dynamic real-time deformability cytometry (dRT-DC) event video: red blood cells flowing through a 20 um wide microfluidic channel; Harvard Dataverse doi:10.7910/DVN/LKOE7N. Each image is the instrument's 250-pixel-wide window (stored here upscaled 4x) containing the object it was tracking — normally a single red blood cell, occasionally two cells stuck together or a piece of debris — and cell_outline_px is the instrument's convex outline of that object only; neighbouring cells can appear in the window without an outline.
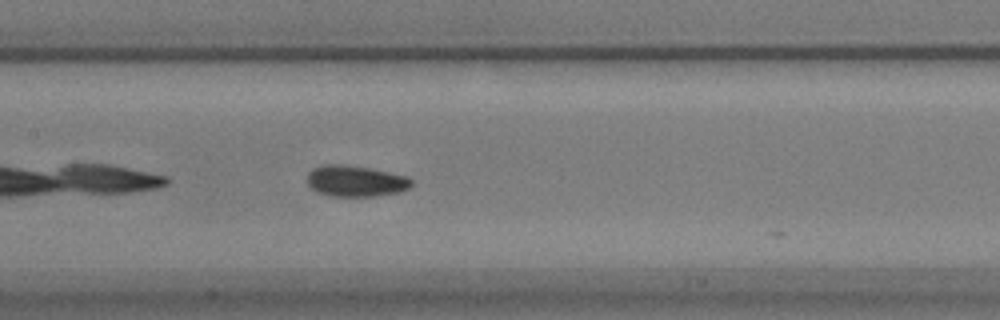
{"species": "common noctule bat (a hibernating species)", "species_latin": "Nyctalus noctula", "temperature_condition": "warm", "stored_images_in_passage": 18, "camera_frame_rate_fps": 3000, "um_per_image_px": 0.085, "animal": {"sex": "male", "body_mass_g": 17.9}, "frame": {"image": 1, "passage_image": 10, "time_ms": 3.0, "image_size_px": [1000, 320], "cell_outline_px": [[412, 184], [408, 188], [396, 192], [372, 196], [332, 196], [316, 192], [308, 184], [308, 172], [312, 168], [320, 164], [344, 164], [368, 168], [408, 176], [412, 180]], "centroid_in_image_um": [30.18, 15.37], "position_along_channel_um": 177.2, "area_um2": 18.84}}
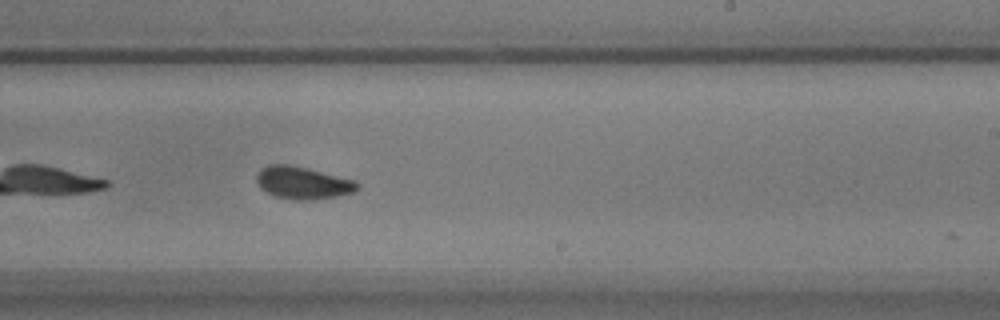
{"frame": {"image": 2, "passage_image": 17, "time_ms": 5.333, "image_size_px": [1000, 320], "cell_outline_px": [[360, 188], [356, 192], [336, 196], [312, 200], [292, 200], [276, 196], [260, 188], [256, 180], [256, 176], [260, 168], [268, 164], [288, 164], [308, 168], [356, 180], [360, 184]], "centroid_in_image_um": [25.76, 15.53], "position_along_channel_um": 263.2, "area_um2": 19.31}}